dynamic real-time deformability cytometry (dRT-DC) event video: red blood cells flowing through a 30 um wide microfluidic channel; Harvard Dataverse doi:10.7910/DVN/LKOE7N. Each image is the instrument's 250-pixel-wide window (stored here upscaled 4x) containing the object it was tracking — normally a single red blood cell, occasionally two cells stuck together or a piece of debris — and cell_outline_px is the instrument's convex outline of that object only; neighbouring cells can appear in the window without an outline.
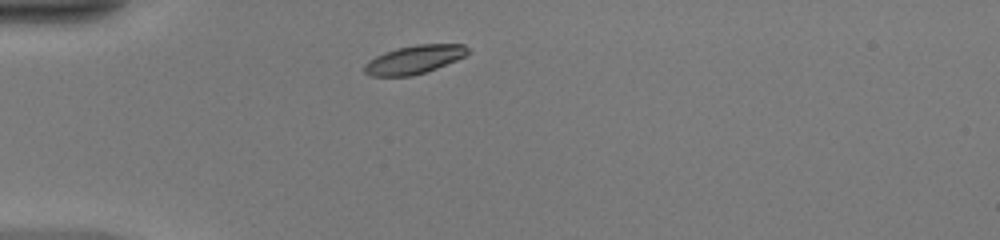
{"species": "common noctule bat (a hibernating species)", "species_latin": "Nyctalus noctula", "temperature_condition": "warm", "stored_images_in_passage": 37, "camera_frame_rate_fps": 3000, "um_per_image_px": 0.085, "animal": {"sex": "female", "body_mass_g": 20.0, "forearm_length_mm": 54.0}, "frame": {"image": 1, "passage_image": 1, "time_ms": 0.0, "image_size_px": [1000, 240], "cell_outline_px": [[468, 52], [464, 56], [456, 60], [436, 68], [412, 76], [368, 76], [364, 72], [364, 64], [368, 60], [384, 52], [396, 48], [416, 44], [464, 44], [468, 48]], "centroid_in_image_um": [35.16, 5.06], "position_along_channel_um": 49.8, "area_um2": 17.11}}
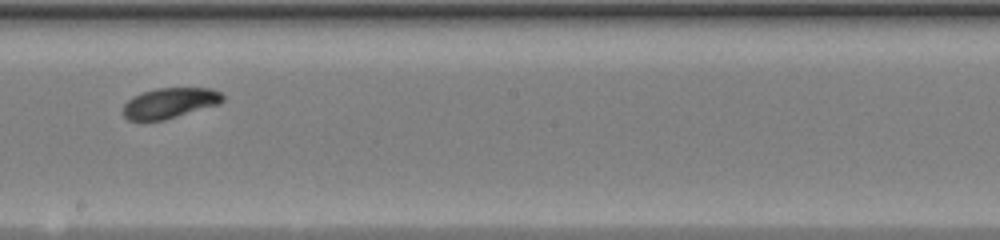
{"frame": {"image": 2, "passage_image": 16, "time_ms": 5.0, "image_size_px": [1000, 240], "cell_outline_px": [[224, 100], [220, 104], [164, 120], [128, 120], [124, 116], [124, 104], [132, 96], [156, 88], [212, 88], [220, 92], [224, 96]], "centroid_in_image_um": [14.46, 8.75], "position_along_channel_um": 233.7, "area_um2": 17.63}}
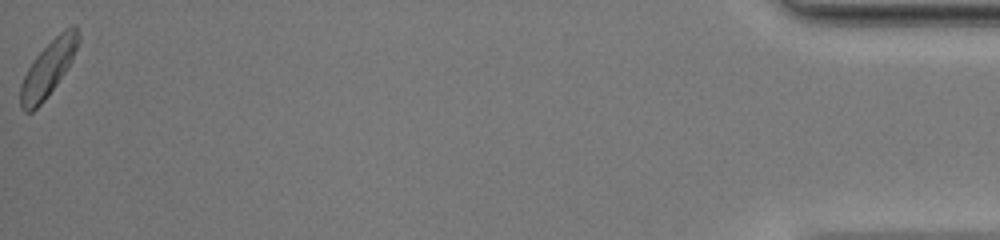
{"frame": {"image": 3, "passage_image": 37, "time_ms": 12.0, "image_size_px": [1000, 240], "cell_outline_px": [[80, 40], [72, 60], [68, 68], [44, 100], [32, 112], [24, 112], [20, 108], [20, 84], [28, 68], [36, 56], [64, 28], [72, 24], [76, 24]], "centroid_in_image_um": [4.1, 5.82], "position_along_channel_um": 431.1, "area_um2": 18.55}, "authors_computed_cell_mechanics": {"area_um2": 18.0336, "velocity_mm_per_s": 4.1086, "shape_relaxation_time_tau1_ms": 3.4177, "shape_relaxation_time_tau2_ms": null, "deformation_change_tau1": 0.1049, "deformation_change_tau2": null}}